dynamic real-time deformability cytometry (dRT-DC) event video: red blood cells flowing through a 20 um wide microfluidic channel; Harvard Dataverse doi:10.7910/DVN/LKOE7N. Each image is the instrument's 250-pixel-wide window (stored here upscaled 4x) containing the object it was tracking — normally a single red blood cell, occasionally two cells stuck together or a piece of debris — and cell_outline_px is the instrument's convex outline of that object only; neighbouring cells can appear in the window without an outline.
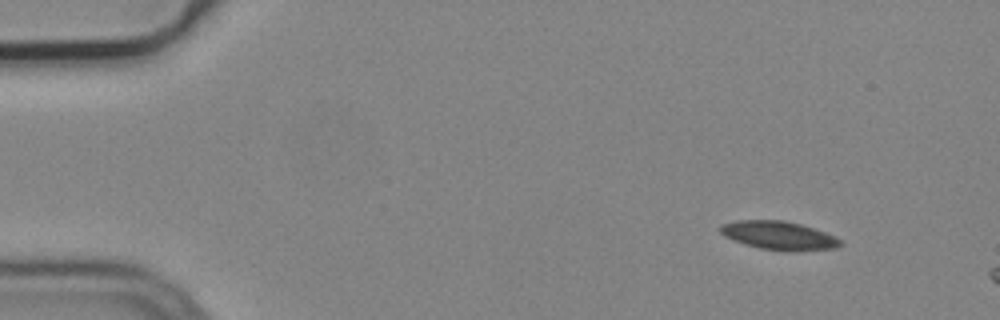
{"species": "common noctule bat (a hibernating species)", "species_latin": "Nyctalus noctula", "temperature_condition": "cold", "stored_images_in_passage": 4, "camera_frame_rate_fps": 3000, "um_per_image_px": 0.085, "animal": {"sex": "male", "body_mass_g": 19.2, "forearm_length_mm": 51.8}, "frame": {"image": 1, "passage_image": 1, "time_ms": 0.0, "image_size_px": [1000, 320], "cell_outline_px": [[844, 244], [836, 248], [760, 248], [724, 236], [720, 232], [720, 228], [724, 224], [736, 220], [784, 220], [800, 224], [824, 232], [840, 240]], "centroid_in_image_um": [66.15, 19.95], "position_along_channel_um": 18.9, "area_um2": 18.55}}
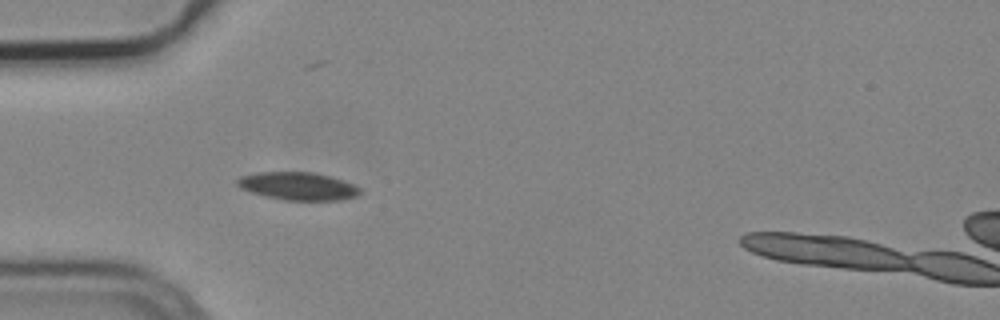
{"frame": {"image": 2, "passage_image": 3, "time_ms": 0.667, "image_size_px": [1000, 320], "cell_outline_px": [[360, 192], [356, 196], [340, 200], [284, 200], [252, 192], [240, 188], [236, 184], [236, 180], [240, 176], [260, 172], [312, 172], [344, 180], [360, 188]], "centroid_in_image_um": [25.31, 15.81], "position_along_channel_um": 59.7, "area_um2": 19.71}}
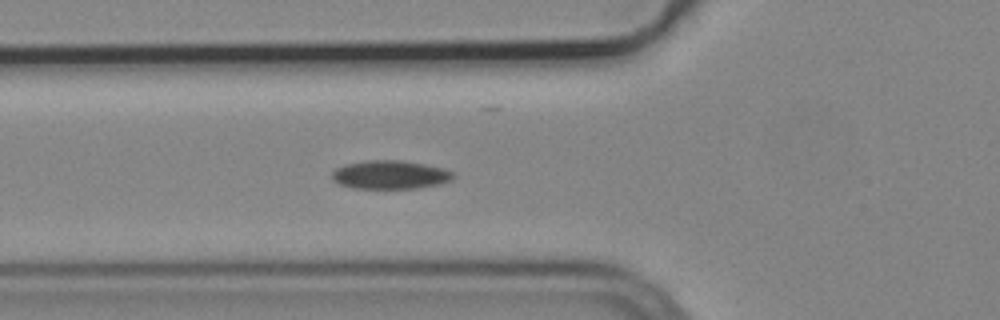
{"frame": {"image": 3, "passage_image": 4, "time_ms": 1.0, "image_size_px": [1000, 320], "cell_outline_px": [[456, 176], [452, 180], [440, 184], [416, 188], [352, 188], [340, 184], [332, 180], [332, 172], [336, 168], [344, 164], [368, 160], [400, 160], [424, 164], [444, 168], [452, 172]], "centroid_in_image_um": [33.17, 14.85], "position_along_channel_um": 92.6, "area_um2": 20.23}}